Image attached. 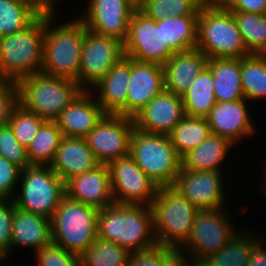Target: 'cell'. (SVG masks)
Wrapping results in <instances>:
<instances>
[{
    "label": "cell",
    "instance_id": "obj_9",
    "mask_svg": "<svg viewBox=\"0 0 266 266\" xmlns=\"http://www.w3.org/2000/svg\"><path fill=\"white\" fill-rule=\"evenodd\" d=\"M18 185L20 191L13 199L16 207L50 220L66 195L64 181L48 165L22 169Z\"/></svg>",
    "mask_w": 266,
    "mask_h": 266
},
{
    "label": "cell",
    "instance_id": "obj_6",
    "mask_svg": "<svg viewBox=\"0 0 266 266\" xmlns=\"http://www.w3.org/2000/svg\"><path fill=\"white\" fill-rule=\"evenodd\" d=\"M208 59L249 56L237 22L228 8L201 7L197 19V47Z\"/></svg>",
    "mask_w": 266,
    "mask_h": 266
},
{
    "label": "cell",
    "instance_id": "obj_10",
    "mask_svg": "<svg viewBox=\"0 0 266 266\" xmlns=\"http://www.w3.org/2000/svg\"><path fill=\"white\" fill-rule=\"evenodd\" d=\"M227 208L199 210L187 241L179 248L199 265L205 258L218 252L235 235L236 230ZM229 218V219H228ZM232 223V224H231ZM186 247V248H185Z\"/></svg>",
    "mask_w": 266,
    "mask_h": 266
},
{
    "label": "cell",
    "instance_id": "obj_25",
    "mask_svg": "<svg viewBox=\"0 0 266 266\" xmlns=\"http://www.w3.org/2000/svg\"><path fill=\"white\" fill-rule=\"evenodd\" d=\"M51 243L52 230L50 219L17 207L14 209L11 252L16 247L33 248L37 252Z\"/></svg>",
    "mask_w": 266,
    "mask_h": 266
},
{
    "label": "cell",
    "instance_id": "obj_12",
    "mask_svg": "<svg viewBox=\"0 0 266 266\" xmlns=\"http://www.w3.org/2000/svg\"><path fill=\"white\" fill-rule=\"evenodd\" d=\"M122 57L123 42L89 31L85 26L78 74L79 87L91 91Z\"/></svg>",
    "mask_w": 266,
    "mask_h": 266
},
{
    "label": "cell",
    "instance_id": "obj_29",
    "mask_svg": "<svg viewBox=\"0 0 266 266\" xmlns=\"http://www.w3.org/2000/svg\"><path fill=\"white\" fill-rule=\"evenodd\" d=\"M185 114L190 117H206L216 104L213 76L206 66L182 95Z\"/></svg>",
    "mask_w": 266,
    "mask_h": 266
},
{
    "label": "cell",
    "instance_id": "obj_13",
    "mask_svg": "<svg viewBox=\"0 0 266 266\" xmlns=\"http://www.w3.org/2000/svg\"><path fill=\"white\" fill-rule=\"evenodd\" d=\"M107 165L115 203L151 206L158 187L130 155L115 159Z\"/></svg>",
    "mask_w": 266,
    "mask_h": 266
},
{
    "label": "cell",
    "instance_id": "obj_43",
    "mask_svg": "<svg viewBox=\"0 0 266 266\" xmlns=\"http://www.w3.org/2000/svg\"><path fill=\"white\" fill-rule=\"evenodd\" d=\"M19 104L18 84L14 81H0V126L8 124L13 109Z\"/></svg>",
    "mask_w": 266,
    "mask_h": 266
},
{
    "label": "cell",
    "instance_id": "obj_18",
    "mask_svg": "<svg viewBox=\"0 0 266 266\" xmlns=\"http://www.w3.org/2000/svg\"><path fill=\"white\" fill-rule=\"evenodd\" d=\"M186 116L182 96L163 90L133 118L135 128L169 135Z\"/></svg>",
    "mask_w": 266,
    "mask_h": 266
},
{
    "label": "cell",
    "instance_id": "obj_40",
    "mask_svg": "<svg viewBox=\"0 0 266 266\" xmlns=\"http://www.w3.org/2000/svg\"><path fill=\"white\" fill-rule=\"evenodd\" d=\"M37 266H80L79 256L51 243L34 252Z\"/></svg>",
    "mask_w": 266,
    "mask_h": 266
},
{
    "label": "cell",
    "instance_id": "obj_44",
    "mask_svg": "<svg viewBox=\"0 0 266 266\" xmlns=\"http://www.w3.org/2000/svg\"><path fill=\"white\" fill-rule=\"evenodd\" d=\"M173 248L156 245L154 248L133 252L127 261V266H162L165 256Z\"/></svg>",
    "mask_w": 266,
    "mask_h": 266
},
{
    "label": "cell",
    "instance_id": "obj_32",
    "mask_svg": "<svg viewBox=\"0 0 266 266\" xmlns=\"http://www.w3.org/2000/svg\"><path fill=\"white\" fill-rule=\"evenodd\" d=\"M241 82L246 100H266V55L241 58Z\"/></svg>",
    "mask_w": 266,
    "mask_h": 266
},
{
    "label": "cell",
    "instance_id": "obj_3",
    "mask_svg": "<svg viewBox=\"0 0 266 266\" xmlns=\"http://www.w3.org/2000/svg\"><path fill=\"white\" fill-rule=\"evenodd\" d=\"M45 15H40L26 29L0 37V78L18 82L41 72Z\"/></svg>",
    "mask_w": 266,
    "mask_h": 266
},
{
    "label": "cell",
    "instance_id": "obj_20",
    "mask_svg": "<svg viewBox=\"0 0 266 266\" xmlns=\"http://www.w3.org/2000/svg\"><path fill=\"white\" fill-rule=\"evenodd\" d=\"M105 114L95 94L82 90L59 114L55 122L63 136L85 138Z\"/></svg>",
    "mask_w": 266,
    "mask_h": 266
},
{
    "label": "cell",
    "instance_id": "obj_16",
    "mask_svg": "<svg viewBox=\"0 0 266 266\" xmlns=\"http://www.w3.org/2000/svg\"><path fill=\"white\" fill-rule=\"evenodd\" d=\"M88 1L86 2L88 7L84 8V12L80 16L76 15L86 28L89 31L111 36L124 42L135 8L127 0Z\"/></svg>",
    "mask_w": 266,
    "mask_h": 266
},
{
    "label": "cell",
    "instance_id": "obj_39",
    "mask_svg": "<svg viewBox=\"0 0 266 266\" xmlns=\"http://www.w3.org/2000/svg\"><path fill=\"white\" fill-rule=\"evenodd\" d=\"M0 156L21 169L31 165L27 149L17 141L9 124L0 126Z\"/></svg>",
    "mask_w": 266,
    "mask_h": 266
},
{
    "label": "cell",
    "instance_id": "obj_21",
    "mask_svg": "<svg viewBox=\"0 0 266 266\" xmlns=\"http://www.w3.org/2000/svg\"><path fill=\"white\" fill-rule=\"evenodd\" d=\"M66 195L97 210L114 204L107 164L75 176L65 184Z\"/></svg>",
    "mask_w": 266,
    "mask_h": 266
},
{
    "label": "cell",
    "instance_id": "obj_41",
    "mask_svg": "<svg viewBox=\"0 0 266 266\" xmlns=\"http://www.w3.org/2000/svg\"><path fill=\"white\" fill-rule=\"evenodd\" d=\"M15 208L13 199H0V251L7 259H10V254H13L11 253V235Z\"/></svg>",
    "mask_w": 266,
    "mask_h": 266
},
{
    "label": "cell",
    "instance_id": "obj_51",
    "mask_svg": "<svg viewBox=\"0 0 266 266\" xmlns=\"http://www.w3.org/2000/svg\"><path fill=\"white\" fill-rule=\"evenodd\" d=\"M263 172H264V174H265V175H264V176H265L264 180H265V179H266V168H265V167H264V169H263ZM264 182H265V183H264ZM262 183H263V190H264V191H262V192H263V193L265 192L264 194H265V196H266V180L263 181ZM264 184H265V185H264Z\"/></svg>",
    "mask_w": 266,
    "mask_h": 266
},
{
    "label": "cell",
    "instance_id": "obj_33",
    "mask_svg": "<svg viewBox=\"0 0 266 266\" xmlns=\"http://www.w3.org/2000/svg\"><path fill=\"white\" fill-rule=\"evenodd\" d=\"M62 138V132L56 122L45 121L27 148L30 164L49 166Z\"/></svg>",
    "mask_w": 266,
    "mask_h": 266
},
{
    "label": "cell",
    "instance_id": "obj_52",
    "mask_svg": "<svg viewBox=\"0 0 266 266\" xmlns=\"http://www.w3.org/2000/svg\"><path fill=\"white\" fill-rule=\"evenodd\" d=\"M6 260L8 262L6 255L2 251H0V262L6 261Z\"/></svg>",
    "mask_w": 266,
    "mask_h": 266
},
{
    "label": "cell",
    "instance_id": "obj_38",
    "mask_svg": "<svg viewBox=\"0 0 266 266\" xmlns=\"http://www.w3.org/2000/svg\"><path fill=\"white\" fill-rule=\"evenodd\" d=\"M44 122L37 114L18 104L13 109L8 124L17 141L27 149Z\"/></svg>",
    "mask_w": 266,
    "mask_h": 266
},
{
    "label": "cell",
    "instance_id": "obj_31",
    "mask_svg": "<svg viewBox=\"0 0 266 266\" xmlns=\"http://www.w3.org/2000/svg\"><path fill=\"white\" fill-rule=\"evenodd\" d=\"M205 117L185 116L169 134L172 146L182 158L211 134Z\"/></svg>",
    "mask_w": 266,
    "mask_h": 266
},
{
    "label": "cell",
    "instance_id": "obj_47",
    "mask_svg": "<svg viewBox=\"0 0 266 266\" xmlns=\"http://www.w3.org/2000/svg\"><path fill=\"white\" fill-rule=\"evenodd\" d=\"M162 266H198L187 253L173 248L164 258Z\"/></svg>",
    "mask_w": 266,
    "mask_h": 266
},
{
    "label": "cell",
    "instance_id": "obj_14",
    "mask_svg": "<svg viewBox=\"0 0 266 266\" xmlns=\"http://www.w3.org/2000/svg\"><path fill=\"white\" fill-rule=\"evenodd\" d=\"M132 118L119 114H105L85 137L100 164L130 155V140L134 130Z\"/></svg>",
    "mask_w": 266,
    "mask_h": 266
},
{
    "label": "cell",
    "instance_id": "obj_46",
    "mask_svg": "<svg viewBox=\"0 0 266 266\" xmlns=\"http://www.w3.org/2000/svg\"><path fill=\"white\" fill-rule=\"evenodd\" d=\"M266 236H261L251 247L248 266H266ZM265 248V249H264Z\"/></svg>",
    "mask_w": 266,
    "mask_h": 266
},
{
    "label": "cell",
    "instance_id": "obj_2",
    "mask_svg": "<svg viewBox=\"0 0 266 266\" xmlns=\"http://www.w3.org/2000/svg\"><path fill=\"white\" fill-rule=\"evenodd\" d=\"M56 18L57 16L45 15L41 72L71 79L78 84L85 24L78 17H74L71 21L66 20L57 25Z\"/></svg>",
    "mask_w": 266,
    "mask_h": 266
},
{
    "label": "cell",
    "instance_id": "obj_17",
    "mask_svg": "<svg viewBox=\"0 0 266 266\" xmlns=\"http://www.w3.org/2000/svg\"><path fill=\"white\" fill-rule=\"evenodd\" d=\"M247 102L246 99L216 102L205 117L211 132L226 138L233 145L253 136L257 128L247 109Z\"/></svg>",
    "mask_w": 266,
    "mask_h": 266
},
{
    "label": "cell",
    "instance_id": "obj_48",
    "mask_svg": "<svg viewBox=\"0 0 266 266\" xmlns=\"http://www.w3.org/2000/svg\"><path fill=\"white\" fill-rule=\"evenodd\" d=\"M29 4L38 14L55 16L58 11L57 0H23ZM56 9V10H55Z\"/></svg>",
    "mask_w": 266,
    "mask_h": 266
},
{
    "label": "cell",
    "instance_id": "obj_27",
    "mask_svg": "<svg viewBox=\"0 0 266 266\" xmlns=\"http://www.w3.org/2000/svg\"><path fill=\"white\" fill-rule=\"evenodd\" d=\"M207 67L212 72L216 102L245 99L241 82L240 58L208 59Z\"/></svg>",
    "mask_w": 266,
    "mask_h": 266
},
{
    "label": "cell",
    "instance_id": "obj_34",
    "mask_svg": "<svg viewBox=\"0 0 266 266\" xmlns=\"http://www.w3.org/2000/svg\"><path fill=\"white\" fill-rule=\"evenodd\" d=\"M249 54L266 55L265 14L231 11Z\"/></svg>",
    "mask_w": 266,
    "mask_h": 266
},
{
    "label": "cell",
    "instance_id": "obj_28",
    "mask_svg": "<svg viewBox=\"0 0 266 266\" xmlns=\"http://www.w3.org/2000/svg\"><path fill=\"white\" fill-rule=\"evenodd\" d=\"M261 234L263 233L252 234L243 228L237 230L225 246L205 258L198 266H248L251 247Z\"/></svg>",
    "mask_w": 266,
    "mask_h": 266
},
{
    "label": "cell",
    "instance_id": "obj_45",
    "mask_svg": "<svg viewBox=\"0 0 266 266\" xmlns=\"http://www.w3.org/2000/svg\"><path fill=\"white\" fill-rule=\"evenodd\" d=\"M230 11L266 14V0H231Z\"/></svg>",
    "mask_w": 266,
    "mask_h": 266
},
{
    "label": "cell",
    "instance_id": "obj_49",
    "mask_svg": "<svg viewBox=\"0 0 266 266\" xmlns=\"http://www.w3.org/2000/svg\"><path fill=\"white\" fill-rule=\"evenodd\" d=\"M201 7L226 8L231 0H198Z\"/></svg>",
    "mask_w": 266,
    "mask_h": 266
},
{
    "label": "cell",
    "instance_id": "obj_19",
    "mask_svg": "<svg viewBox=\"0 0 266 266\" xmlns=\"http://www.w3.org/2000/svg\"><path fill=\"white\" fill-rule=\"evenodd\" d=\"M164 90L163 66L131 59V75L126 97V117L134 118Z\"/></svg>",
    "mask_w": 266,
    "mask_h": 266
},
{
    "label": "cell",
    "instance_id": "obj_8",
    "mask_svg": "<svg viewBox=\"0 0 266 266\" xmlns=\"http://www.w3.org/2000/svg\"><path fill=\"white\" fill-rule=\"evenodd\" d=\"M98 211L65 195L51 219L52 243L80 256L97 239Z\"/></svg>",
    "mask_w": 266,
    "mask_h": 266
},
{
    "label": "cell",
    "instance_id": "obj_37",
    "mask_svg": "<svg viewBox=\"0 0 266 266\" xmlns=\"http://www.w3.org/2000/svg\"><path fill=\"white\" fill-rule=\"evenodd\" d=\"M198 0H146L140 10L154 21L170 16H198Z\"/></svg>",
    "mask_w": 266,
    "mask_h": 266
},
{
    "label": "cell",
    "instance_id": "obj_23",
    "mask_svg": "<svg viewBox=\"0 0 266 266\" xmlns=\"http://www.w3.org/2000/svg\"><path fill=\"white\" fill-rule=\"evenodd\" d=\"M99 164L85 138L63 136L49 166L66 184Z\"/></svg>",
    "mask_w": 266,
    "mask_h": 266
},
{
    "label": "cell",
    "instance_id": "obj_7",
    "mask_svg": "<svg viewBox=\"0 0 266 266\" xmlns=\"http://www.w3.org/2000/svg\"><path fill=\"white\" fill-rule=\"evenodd\" d=\"M130 156L158 188L171 187L181 170V157L166 134L147 133L134 127Z\"/></svg>",
    "mask_w": 266,
    "mask_h": 266
},
{
    "label": "cell",
    "instance_id": "obj_36",
    "mask_svg": "<svg viewBox=\"0 0 266 266\" xmlns=\"http://www.w3.org/2000/svg\"><path fill=\"white\" fill-rule=\"evenodd\" d=\"M130 252L116 243L97 238L80 256V266H127Z\"/></svg>",
    "mask_w": 266,
    "mask_h": 266
},
{
    "label": "cell",
    "instance_id": "obj_15",
    "mask_svg": "<svg viewBox=\"0 0 266 266\" xmlns=\"http://www.w3.org/2000/svg\"><path fill=\"white\" fill-rule=\"evenodd\" d=\"M222 175V172L181 169L171 187L198 210L226 208Z\"/></svg>",
    "mask_w": 266,
    "mask_h": 266
},
{
    "label": "cell",
    "instance_id": "obj_11",
    "mask_svg": "<svg viewBox=\"0 0 266 266\" xmlns=\"http://www.w3.org/2000/svg\"><path fill=\"white\" fill-rule=\"evenodd\" d=\"M124 56L135 61L163 66L175 52L164 43L162 20L154 21L140 9L132 13L123 42Z\"/></svg>",
    "mask_w": 266,
    "mask_h": 266
},
{
    "label": "cell",
    "instance_id": "obj_42",
    "mask_svg": "<svg viewBox=\"0 0 266 266\" xmlns=\"http://www.w3.org/2000/svg\"><path fill=\"white\" fill-rule=\"evenodd\" d=\"M21 168L0 156V199H14Z\"/></svg>",
    "mask_w": 266,
    "mask_h": 266
},
{
    "label": "cell",
    "instance_id": "obj_1",
    "mask_svg": "<svg viewBox=\"0 0 266 266\" xmlns=\"http://www.w3.org/2000/svg\"><path fill=\"white\" fill-rule=\"evenodd\" d=\"M97 238L113 242L130 253L157 245L151 206L114 203L98 211Z\"/></svg>",
    "mask_w": 266,
    "mask_h": 266
},
{
    "label": "cell",
    "instance_id": "obj_30",
    "mask_svg": "<svg viewBox=\"0 0 266 266\" xmlns=\"http://www.w3.org/2000/svg\"><path fill=\"white\" fill-rule=\"evenodd\" d=\"M198 16H170L162 20L164 43L174 52H182L197 47Z\"/></svg>",
    "mask_w": 266,
    "mask_h": 266
},
{
    "label": "cell",
    "instance_id": "obj_4",
    "mask_svg": "<svg viewBox=\"0 0 266 266\" xmlns=\"http://www.w3.org/2000/svg\"><path fill=\"white\" fill-rule=\"evenodd\" d=\"M19 104L45 121H55L82 91L76 81L37 72L18 82Z\"/></svg>",
    "mask_w": 266,
    "mask_h": 266
},
{
    "label": "cell",
    "instance_id": "obj_5",
    "mask_svg": "<svg viewBox=\"0 0 266 266\" xmlns=\"http://www.w3.org/2000/svg\"><path fill=\"white\" fill-rule=\"evenodd\" d=\"M157 245L179 249L189 238L199 210L172 187H159L151 204Z\"/></svg>",
    "mask_w": 266,
    "mask_h": 266
},
{
    "label": "cell",
    "instance_id": "obj_24",
    "mask_svg": "<svg viewBox=\"0 0 266 266\" xmlns=\"http://www.w3.org/2000/svg\"><path fill=\"white\" fill-rule=\"evenodd\" d=\"M208 58L197 48L175 52L163 65L164 90L182 96L207 66Z\"/></svg>",
    "mask_w": 266,
    "mask_h": 266
},
{
    "label": "cell",
    "instance_id": "obj_35",
    "mask_svg": "<svg viewBox=\"0 0 266 266\" xmlns=\"http://www.w3.org/2000/svg\"><path fill=\"white\" fill-rule=\"evenodd\" d=\"M39 16L23 0H0V37L26 29Z\"/></svg>",
    "mask_w": 266,
    "mask_h": 266
},
{
    "label": "cell",
    "instance_id": "obj_53",
    "mask_svg": "<svg viewBox=\"0 0 266 266\" xmlns=\"http://www.w3.org/2000/svg\"><path fill=\"white\" fill-rule=\"evenodd\" d=\"M264 162H265V163H264ZM263 163H264L265 165L263 164L262 166L266 168V159L263 161Z\"/></svg>",
    "mask_w": 266,
    "mask_h": 266
},
{
    "label": "cell",
    "instance_id": "obj_26",
    "mask_svg": "<svg viewBox=\"0 0 266 266\" xmlns=\"http://www.w3.org/2000/svg\"><path fill=\"white\" fill-rule=\"evenodd\" d=\"M234 147L226 138L211 133L204 142L181 158V169L223 172V163Z\"/></svg>",
    "mask_w": 266,
    "mask_h": 266
},
{
    "label": "cell",
    "instance_id": "obj_50",
    "mask_svg": "<svg viewBox=\"0 0 266 266\" xmlns=\"http://www.w3.org/2000/svg\"><path fill=\"white\" fill-rule=\"evenodd\" d=\"M135 9H140L146 0H127Z\"/></svg>",
    "mask_w": 266,
    "mask_h": 266
},
{
    "label": "cell",
    "instance_id": "obj_22",
    "mask_svg": "<svg viewBox=\"0 0 266 266\" xmlns=\"http://www.w3.org/2000/svg\"><path fill=\"white\" fill-rule=\"evenodd\" d=\"M130 75L131 59L124 56L92 88L91 92L97 91L96 100L106 114H119L126 117V97Z\"/></svg>",
    "mask_w": 266,
    "mask_h": 266
}]
</instances>
